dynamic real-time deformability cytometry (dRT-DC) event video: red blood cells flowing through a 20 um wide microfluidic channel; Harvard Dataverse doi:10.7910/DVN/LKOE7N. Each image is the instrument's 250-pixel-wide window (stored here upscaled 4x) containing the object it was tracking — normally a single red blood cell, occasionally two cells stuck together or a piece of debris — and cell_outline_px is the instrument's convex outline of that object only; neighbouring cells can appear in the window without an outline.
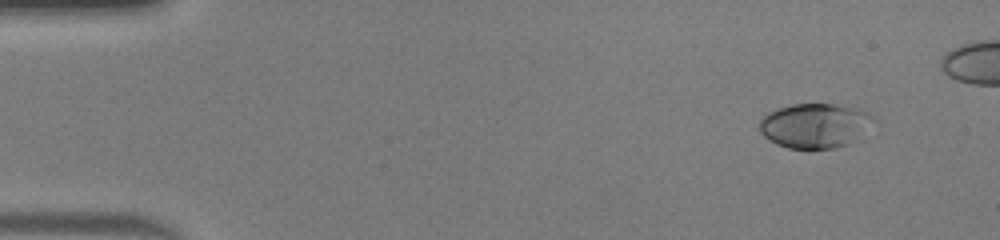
{"species": "human", "species_latin": "Homo sapiens", "temperature_condition": "warm", "stored_images_in_passage": 44, "camera_frame_rate_fps": 3000, "um_per_image_px": 0.085, "donor": {"sex": "male"}, "frame": {"image": 1, "passage_image": 4, "time_ms": 1.0, "image_size_px": [1000, 240], "cell_outline_px": [[876, 120], [848, 144], [836, 148], [808, 152], [788, 148], [776, 144], [768, 140], [760, 132], [760, 120], [768, 112], [776, 108], [792, 104], [832, 104], [856, 108], [872, 116]], "centroid_in_image_um": [69.2, 10.72], "position_along_channel_um": 15.8, "area_um2": 30.0}}
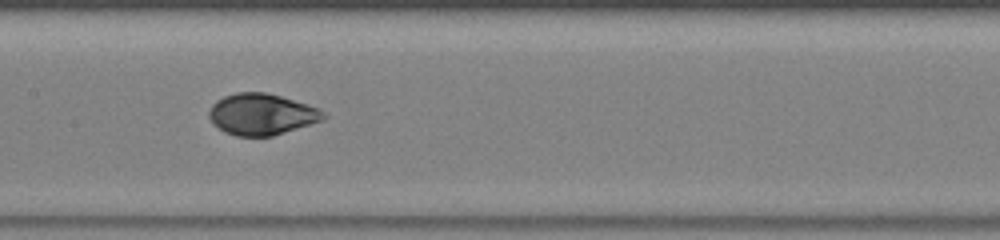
{"frame": {"image": 2, "passage_image": 24, "time_ms": 7.667, "image_size_px": [1000, 240], "cell_outline_px": [[328, 116], [320, 120], [272, 136], [236, 136], [224, 132], [212, 124], [208, 116], [208, 112], [212, 104], [216, 100], [224, 96], [236, 92], [264, 92], [280, 96], [308, 104], [320, 108]], "centroid_in_image_um": [22.19, 9.7], "position_along_channel_um": 185.2, "area_um2": 27.51}}
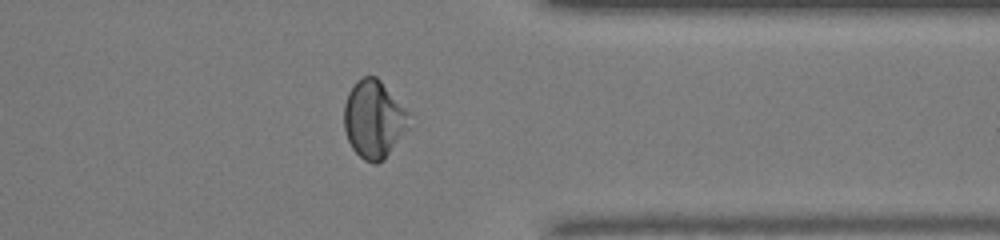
{"frame": {"image": 3, "passage_image": 38, "time_ms": 12.333, "image_size_px": [1000, 240], "cell_outline_px": [[412, 112], [408, 128], [384, 160], [376, 164], [372, 164], [364, 160], [352, 148], [348, 140], [344, 128], [344, 104], [348, 92], [356, 80], [364, 76], [376, 76]], "centroid_in_image_um": [31.8, 10.12], "position_along_channel_um": 379.6, "area_um2": 29.94}}